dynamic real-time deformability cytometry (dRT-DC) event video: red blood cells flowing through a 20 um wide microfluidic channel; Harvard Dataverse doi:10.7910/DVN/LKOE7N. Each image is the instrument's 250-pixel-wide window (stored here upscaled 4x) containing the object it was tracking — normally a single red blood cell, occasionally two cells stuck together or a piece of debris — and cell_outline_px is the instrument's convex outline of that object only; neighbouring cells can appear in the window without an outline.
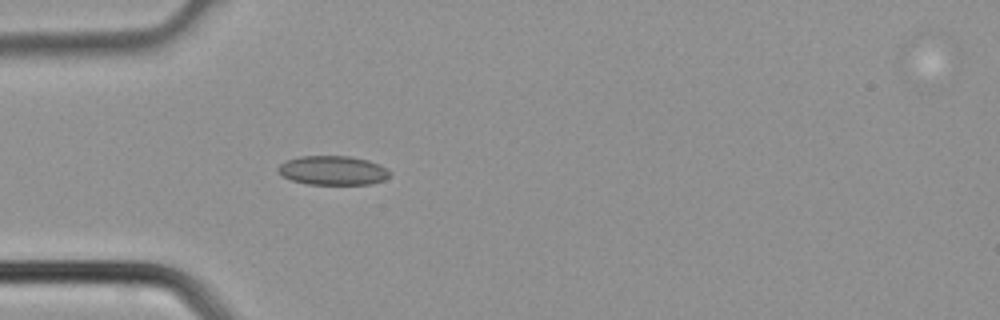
{"species": "common noctule bat (a hibernating species)", "species_latin": "Nyctalus noctula", "temperature_condition": "cold", "stored_images_in_passage": 2, "camera_frame_rate_fps": 3000, "um_per_image_px": 0.085, "animal": {"sex": "male", "body_mass_g": 21.5, "forearm_length_mm": 52.0}, "frame": {"image": 1, "passage_image": 2, "time_ms": 0.333, "image_size_px": [1000, 320], "cell_outline_px": [[392, 176], [384, 180], [372, 184], [308, 184], [292, 180], [276, 172], [276, 168], [280, 164], [288, 160], [300, 156], [348, 156], [368, 160], [388, 168], [392, 172]], "centroid_in_image_um": [28.33, 14.49], "position_along_channel_um": 56.7, "area_um2": 19.13}}